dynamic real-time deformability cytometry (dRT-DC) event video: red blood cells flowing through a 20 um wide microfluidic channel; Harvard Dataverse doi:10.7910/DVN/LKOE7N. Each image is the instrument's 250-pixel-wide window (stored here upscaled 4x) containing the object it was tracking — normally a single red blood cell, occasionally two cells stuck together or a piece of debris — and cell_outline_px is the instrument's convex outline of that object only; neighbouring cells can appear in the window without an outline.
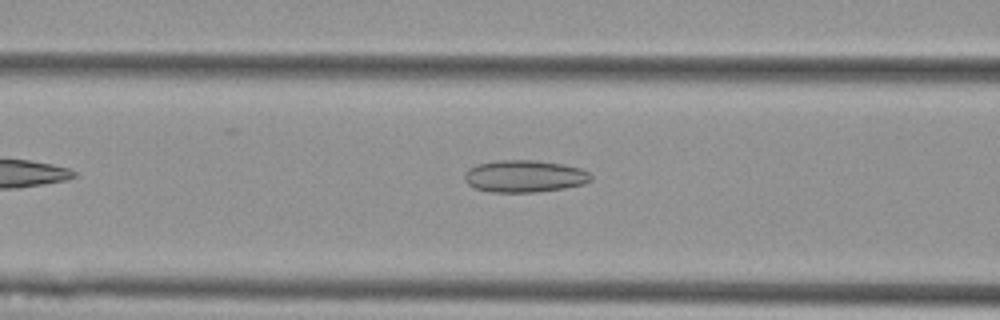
{"species": "Egyptian fruit bat (a non-hibernating species)", "species_latin": "Rousettus aegyptiacus", "temperature_condition": "cold", "stored_images_in_passage": 43, "camera_frame_rate_fps": 3000, "um_per_image_px": 0.085, "animal": {"sex": "female"}, "frame": {"image": 1, "passage_image": 9, "time_ms": 2.667, "image_size_px": [1000, 320], "cell_outline_px": [[592, 180], [584, 184], [564, 188], [536, 192], [492, 192], [476, 188], [468, 184], [464, 180], [464, 172], [468, 168], [476, 164], [496, 160], [536, 160], [564, 164], [580, 168], [588, 172], [592, 176]], "centroid_in_image_um": [44.57, 14.97], "position_along_channel_um": 122.0, "area_um2": 23.87}}
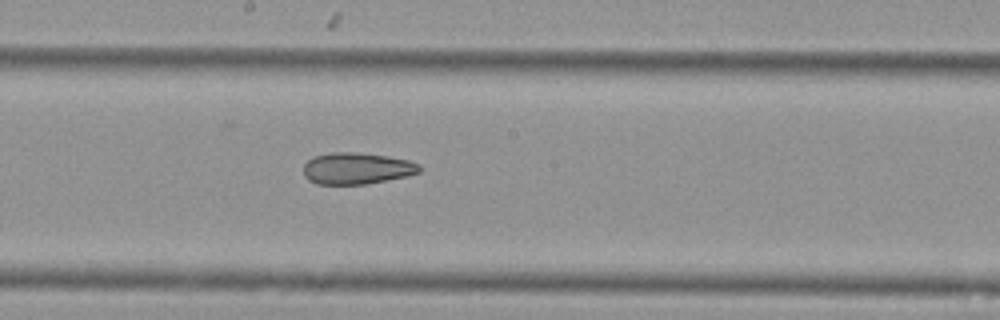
{"frame": {"image": 2, "passage_image": 17, "time_ms": 5.333, "image_size_px": [1000, 320], "cell_outline_px": [[420, 172], [408, 176], [364, 184], [316, 184], [308, 180], [304, 176], [304, 164], [312, 156], [332, 152], [356, 152], [388, 156], [408, 160], [420, 164]], "centroid_in_image_um": [30.31, 14.31], "position_along_channel_um": 217.9, "area_um2": 21.44}}
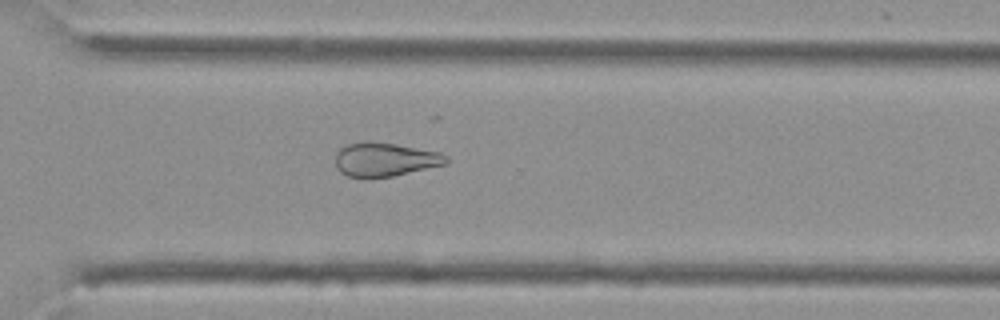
{"frame": {"image": 3, "passage_image": 27, "time_ms": 8.667, "image_size_px": [1000, 320], "cell_outline_px": [[448, 160], [444, 164], [392, 176], [364, 180], [348, 176], [340, 172], [336, 168], [336, 152], [340, 148], [348, 144], [396, 144], [440, 152], [448, 156]], "centroid_in_image_um": [32.69, 13.61], "position_along_channel_um": 337.9, "area_um2": 21.44}, "authors_computed_cell_mechanics": {"area_um2": 23.6402, "velocity_mm_per_s": 3.6111, "shape_relaxation_time_tau1_ms": null, "shape_relaxation_time_tau2_ms": 4.8519, "deformation_change_tau1": null, "deformation_change_tau2": 0.137}}